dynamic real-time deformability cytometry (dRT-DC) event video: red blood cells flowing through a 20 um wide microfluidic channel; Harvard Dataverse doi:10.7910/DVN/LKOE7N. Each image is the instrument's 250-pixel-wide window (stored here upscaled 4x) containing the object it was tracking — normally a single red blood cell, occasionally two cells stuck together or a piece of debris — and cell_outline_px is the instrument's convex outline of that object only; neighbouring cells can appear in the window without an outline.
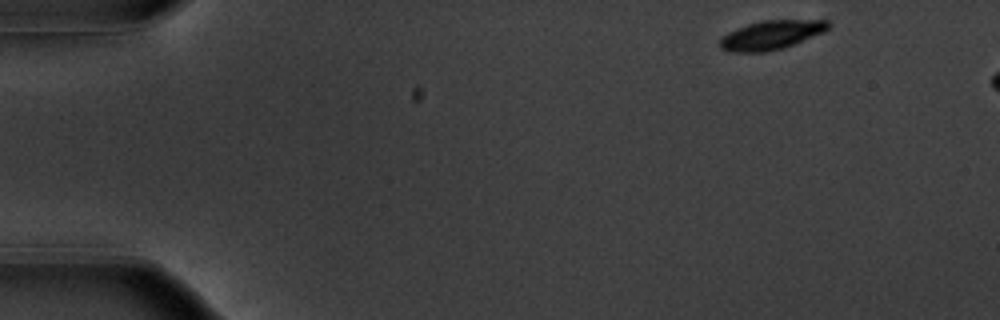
{"species": "common noctule bat (a hibernating species)", "species_latin": "Nyctalus noctula", "temperature_condition": "warm", "stored_images_in_passage": 8, "camera_frame_rate_fps": 3000, "um_per_image_px": 0.085, "animal": {"sex": "male", "body_mass_g": 20.1, "forearm_length_mm": 53.5}, "frame": {"image": 1, "passage_image": 1, "time_ms": 0.0, "image_size_px": [1000, 320], "cell_outline_px": [[832, 24], [824, 32], [784, 48], [764, 52], [732, 52], [720, 48], [720, 40], [728, 32], [736, 28], [748, 24], [764, 20], [828, 20]], "centroid_in_image_um": [65.58, 2.97], "position_along_channel_um": 19.4, "area_um2": 18.26}}